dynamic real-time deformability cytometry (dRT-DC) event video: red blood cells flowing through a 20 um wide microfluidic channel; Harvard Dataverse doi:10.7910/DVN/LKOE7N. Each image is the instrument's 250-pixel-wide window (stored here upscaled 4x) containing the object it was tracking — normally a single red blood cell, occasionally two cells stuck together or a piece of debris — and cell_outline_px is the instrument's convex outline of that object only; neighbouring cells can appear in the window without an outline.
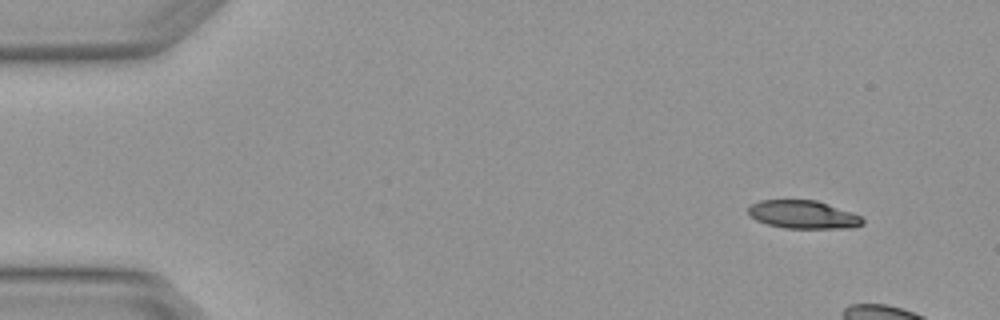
{"species": "Egyptian fruit bat (a non-hibernating species)", "species_latin": "Rousettus aegyptiacus", "temperature_condition": "warm", "stored_images_in_passage": 3, "camera_frame_rate_fps": 3000, "um_per_image_px": 0.085, "animal": {"sex": "female"}, "frame": {"image": 1, "passage_image": 1, "time_ms": 0.0, "image_size_px": [1000, 320], "cell_outline_px": [[864, 224], [852, 228], [784, 228], [768, 224], [756, 220], [748, 212], [748, 208], [752, 204], [760, 200], [816, 200], [852, 212], [860, 216], [864, 220]], "centroid_in_image_um": [68.29, 18.24], "position_along_channel_um": 16.7, "area_um2": 18.67}}